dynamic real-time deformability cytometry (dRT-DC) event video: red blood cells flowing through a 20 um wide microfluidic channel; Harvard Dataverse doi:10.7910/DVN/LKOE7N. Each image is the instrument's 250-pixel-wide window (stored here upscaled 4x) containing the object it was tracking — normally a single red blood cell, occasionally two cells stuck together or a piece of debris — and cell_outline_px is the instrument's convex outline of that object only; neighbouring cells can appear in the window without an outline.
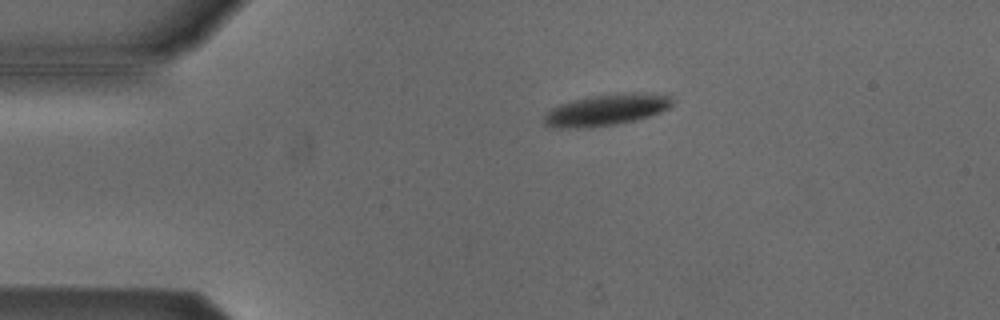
{"species": "Egyptian fruit bat (a non-hibernating species)", "species_latin": "Rousettus aegyptiacus", "temperature_condition": "cold", "stored_images_in_passage": 45, "camera_frame_rate_fps": 3000, "um_per_image_px": 0.085, "animal": {"sex": "male"}, "frame": {"image": 1, "passage_image": 2, "time_ms": 0.333, "image_size_px": [1000, 320], "cell_outline_px": [[672, 104], [668, 108], [660, 112], [636, 120], [616, 124], [580, 128], [552, 128], [544, 124], [540, 120], [544, 112], [560, 104], [572, 100], [588, 96], [620, 92], [668, 92], [672, 96]], "centroid_in_image_um": [51.54, 9.31], "position_along_channel_um": 33.5, "area_um2": 24.28}}
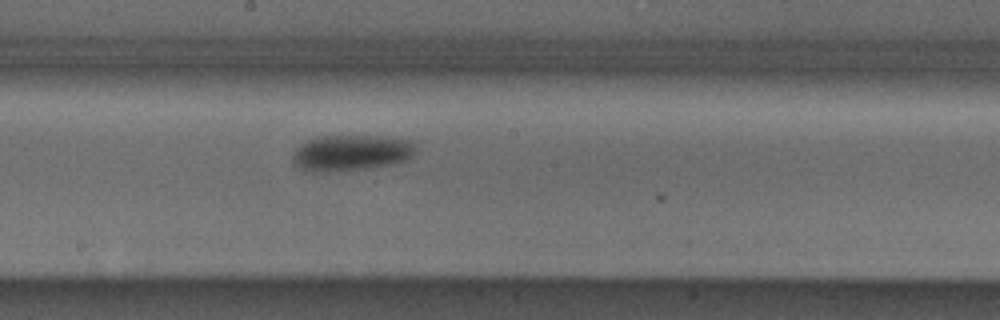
{"frame": {"image": 2, "passage_image": 20, "time_ms": 6.333, "image_size_px": [1000, 320], "cell_outline_px": [[416, 152], [408, 160], [392, 164], [372, 168], [328, 172], [316, 172], [300, 168], [292, 164], [292, 152], [300, 144], [316, 136], [380, 136], [412, 140], [416, 144]], "centroid_in_image_um": [29.85, 12.99], "position_along_channel_um": 218.3, "area_um2": 26.3}}
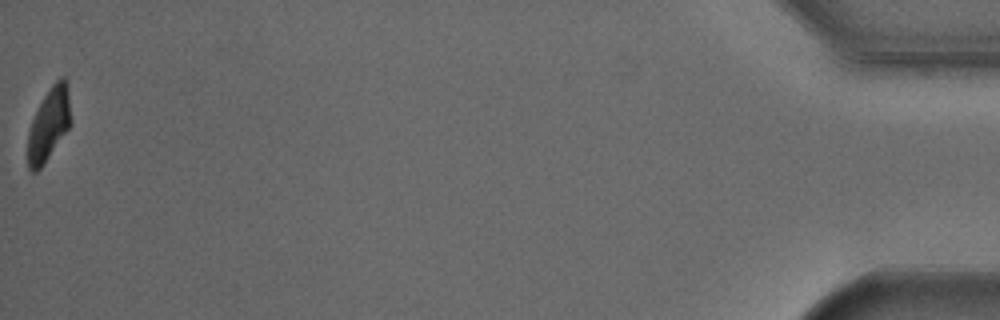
{"frame": {"image": 3, "passage_image": 45, "time_ms": 14.667, "image_size_px": [1000, 320], "cell_outline_px": [[72, 120], [68, 128], [44, 164], [36, 172], [32, 172], [28, 168], [28, 132], [32, 120], [44, 96], [52, 84], [60, 76], [64, 76], [68, 88]], "centroid_in_image_um": [4.16, 10.55], "position_along_channel_um": 431.0, "area_um2": 18.09}, "authors_computed_cell_mechanics": {"area_um2": 24.276, "velocity_mm_per_s": 3.7945, "shape_relaxation_time_tau1_ms": 2.6337, "shape_relaxation_time_tau2_ms": null, "deformation_change_tau1": 0.0896, "deformation_change_tau2": null}}